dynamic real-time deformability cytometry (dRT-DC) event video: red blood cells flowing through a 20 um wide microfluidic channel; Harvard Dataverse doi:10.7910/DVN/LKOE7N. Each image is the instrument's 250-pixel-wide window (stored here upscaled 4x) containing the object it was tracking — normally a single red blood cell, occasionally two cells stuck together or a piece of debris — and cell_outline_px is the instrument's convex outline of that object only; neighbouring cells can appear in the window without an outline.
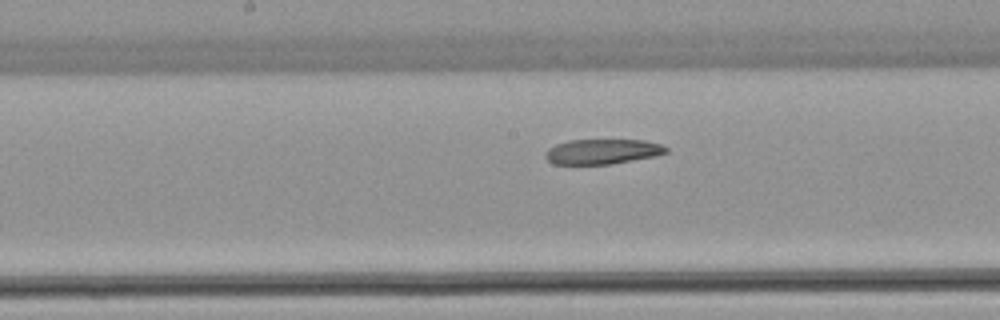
{"species": "common noctule bat (a hibernating species)", "species_latin": "Nyctalus noctula", "temperature_condition": "warm", "stored_images_in_passage": 31, "camera_frame_rate_fps": 3000, "um_per_image_px": 0.085, "animal": {"sex": "female", "body_mass_g": 22.7, "forearm_length_mm": 54.2}, "frame": {"image": 1, "passage_image": 18, "time_ms": 5.667, "image_size_px": [1000, 320], "cell_outline_px": [[668, 152], [656, 156], [612, 164], [552, 164], [544, 156], [544, 152], [548, 148], [556, 144], [568, 140], [644, 140], [660, 144], [668, 148]], "centroid_in_image_um": [51.19, 12.88], "position_along_channel_um": 197.0, "area_um2": 17.74}}
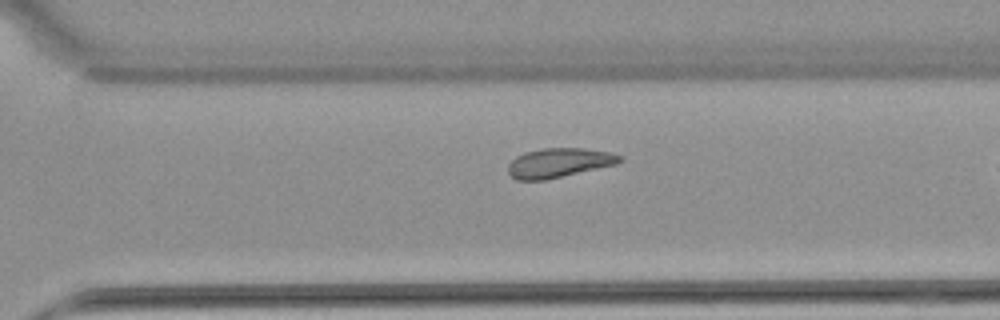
{"frame": {"image": 2, "passage_image": 27, "time_ms": 8.667, "image_size_px": [1000, 320], "cell_outline_px": [[624, 160], [616, 164], [544, 180], [516, 180], [508, 172], [508, 164], [516, 156], [524, 152], [544, 148], [584, 148], [612, 152], [620, 156]], "centroid_in_image_um": [47.5, 13.83], "position_along_channel_um": 323.1, "area_um2": 19.02}}